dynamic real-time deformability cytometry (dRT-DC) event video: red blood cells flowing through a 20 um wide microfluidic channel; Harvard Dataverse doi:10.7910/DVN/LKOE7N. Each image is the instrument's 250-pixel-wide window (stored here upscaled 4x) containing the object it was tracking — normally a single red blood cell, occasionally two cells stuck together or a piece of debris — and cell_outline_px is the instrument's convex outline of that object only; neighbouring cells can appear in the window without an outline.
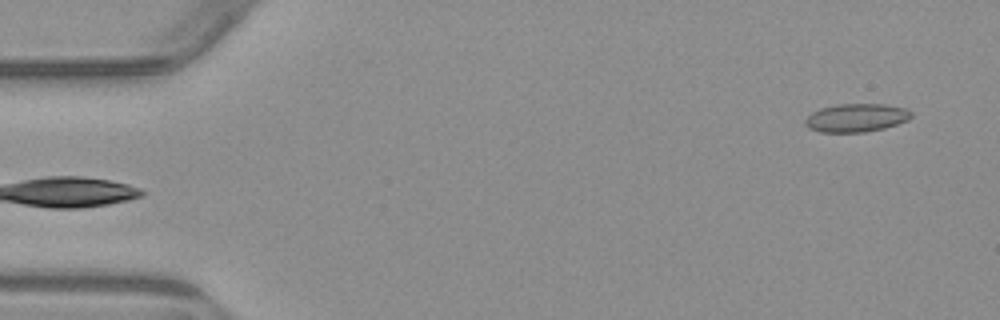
{"species": "common noctule bat (a hibernating species)", "species_latin": "Nyctalus noctula", "temperature_condition": "warm", "stored_images_in_passage": 5, "camera_frame_rate_fps": 3000, "um_per_image_px": 0.085, "animal": {"sex": "male", "body_mass_g": 23.1, "forearm_length_mm": 52.7}, "frame": {"image": 1, "passage_image": 5, "time_ms": 5.667, "image_size_px": [1000, 320], "cell_outline_px": [[912, 116], [908, 120], [884, 128], [864, 132], [820, 132], [808, 128], [804, 124], [804, 120], [812, 112], [820, 108], [836, 104], [884, 104], [904, 108], [912, 112]], "centroid_in_image_um": [72.75, 10.01], "position_along_channel_um": 12.2, "area_um2": 17.51}}